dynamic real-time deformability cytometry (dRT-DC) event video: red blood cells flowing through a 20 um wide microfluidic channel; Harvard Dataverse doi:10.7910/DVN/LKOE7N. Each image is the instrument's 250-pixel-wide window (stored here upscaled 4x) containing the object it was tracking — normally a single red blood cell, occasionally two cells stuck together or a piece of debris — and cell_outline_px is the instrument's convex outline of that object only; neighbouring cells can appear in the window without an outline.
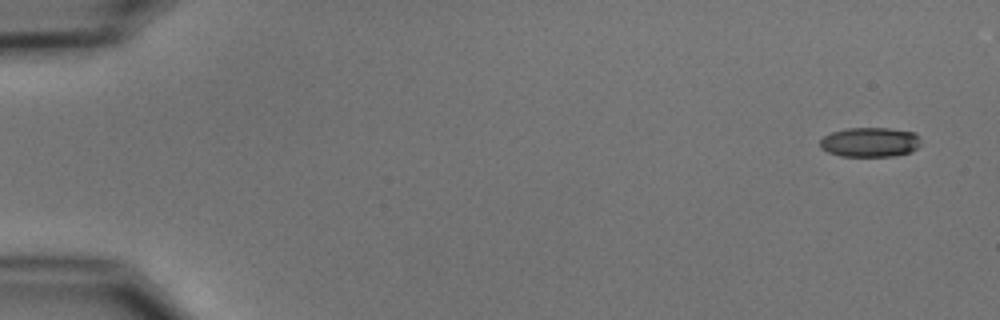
{"species": "common noctule bat (a hibernating species)", "species_latin": "Nyctalus noctula", "temperature_condition": "cold", "stored_images_in_passage": 3, "camera_frame_rate_fps": 3000, "um_per_image_px": 0.085, "animal": {"sex": "male", "body_mass_g": 15.6}, "frame": {"image": 1, "passage_image": 1, "time_ms": 0.0, "image_size_px": [1000, 320], "cell_outline_px": [[920, 144], [912, 152], [892, 156], [840, 156], [828, 152], [820, 148], [820, 140], [824, 136], [832, 132], [848, 128], [888, 128], [916, 132], [920, 140]], "centroid_in_image_um": [73.96, 12.08], "position_along_channel_um": 11.0, "area_um2": 17.46}}